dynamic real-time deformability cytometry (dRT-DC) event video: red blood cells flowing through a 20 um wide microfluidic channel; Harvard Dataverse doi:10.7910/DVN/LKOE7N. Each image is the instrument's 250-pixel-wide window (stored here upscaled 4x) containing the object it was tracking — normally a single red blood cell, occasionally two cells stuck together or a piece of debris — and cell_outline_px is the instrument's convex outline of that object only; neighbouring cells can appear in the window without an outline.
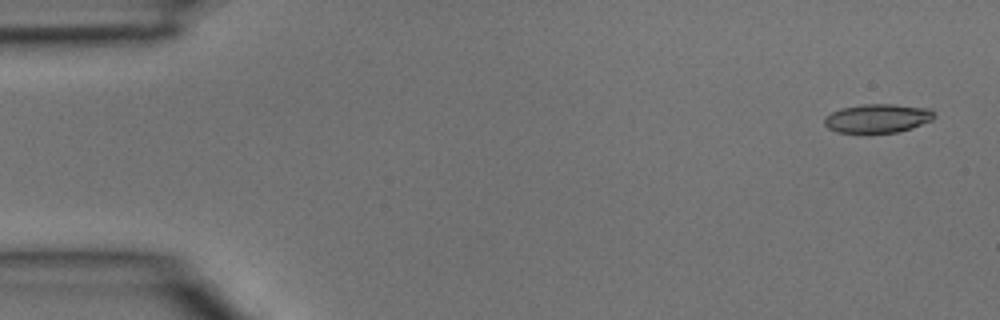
{"species": "common noctule bat (a hibernating species)", "species_latin": "Nyctalus noctula", "temperature_condition": "room temperature", "stored_images_in_passage": 3, "camera_frame_rate_fps": 3000, "um_per_image_px": 0.085, "animal": {"sex": "male", "body_mass_g": 15.6}, "frame": {"image": 1, "passage_image": 1, "time_ms": 0.0, "image_size_px": [1000, 320], "cell_outline_px": [[936, 116], [932, 120], [912, 128], [896, 132], [836, 132], [828, 128], [824, 124], [824, 120], [832, 112], [840, 108], [864, 104], [896, 104], [932, 108], [936, 112]], "centroid_in_image_um": [74.66, 10.04], "position_along_channel_um": 10.3, "area_um2": 18.5}}
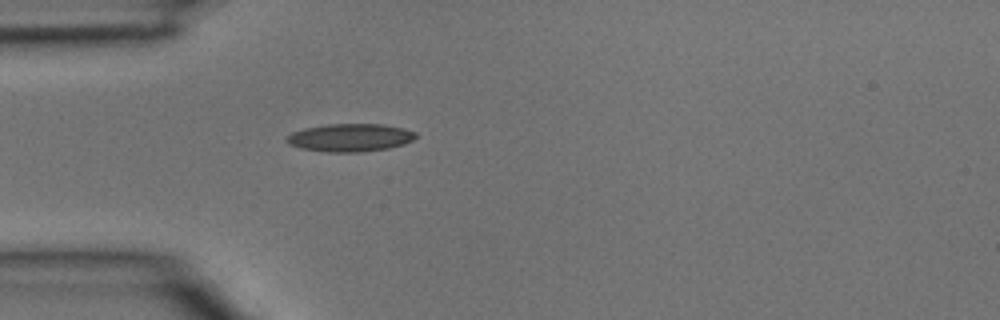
{"frame": {"image": 2, "passage_image": 3, "time_ms": 0.667, "image_size_px": [1000, 320], "cell_outline_px": [[416, 136], [412, 140], [404, 144], [388, 148], [360, 152], [328, 152], [300, 148], [288, 144], [284, 140], [292, 132], [304, 128], [328, 124], [384, 124], [404, 128], [416, 132]], "centroid_in_image_um": [29.75, 11.69], "position_along_channel_um": 55.3, "area_um2": 21.04}}